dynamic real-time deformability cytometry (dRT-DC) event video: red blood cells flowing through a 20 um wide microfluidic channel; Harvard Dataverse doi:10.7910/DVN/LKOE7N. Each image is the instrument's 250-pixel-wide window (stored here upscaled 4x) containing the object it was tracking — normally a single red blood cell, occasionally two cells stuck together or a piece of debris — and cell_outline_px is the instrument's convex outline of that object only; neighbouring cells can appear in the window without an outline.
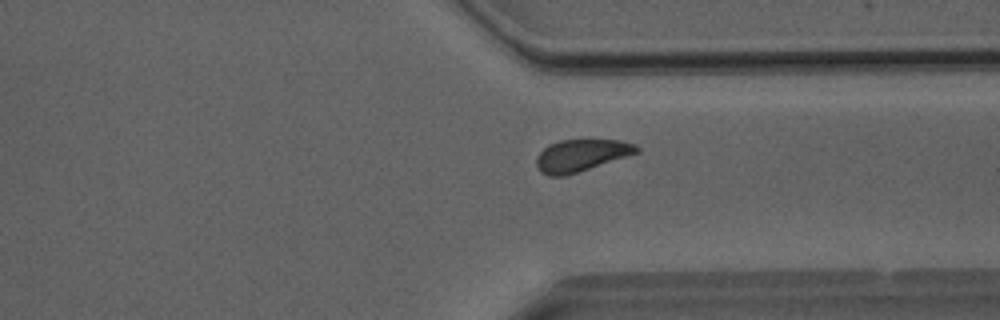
{"species": "Egyptian fruit bat (a non-hibernating species)", "species_latin": "Rousettus aegyptiacus", "temperature_condition": "room temperature", "stored_images_in_passage": 43, "camera_frame_rate_fps": 3000, "um_per_image_px": 0.085, "animal": {"sex": "male"}, "frame": {"image": 1, "passage_image": 32, "time_ms": 10.333, "image_size_px": [1000, 320], "cell_outline_px": [[640, 152], [628, 156], [564, 176], [548, 176], [540, 172], [536, 164], [536, 156], [548, 144], [560, 140], [588, 136], [620, 140], [636, 144], [640, 148]], "centroid_in_image_um": [49.43, 13.14], "position_along_channel_um": 362.0, "area_um2": 19.59}}
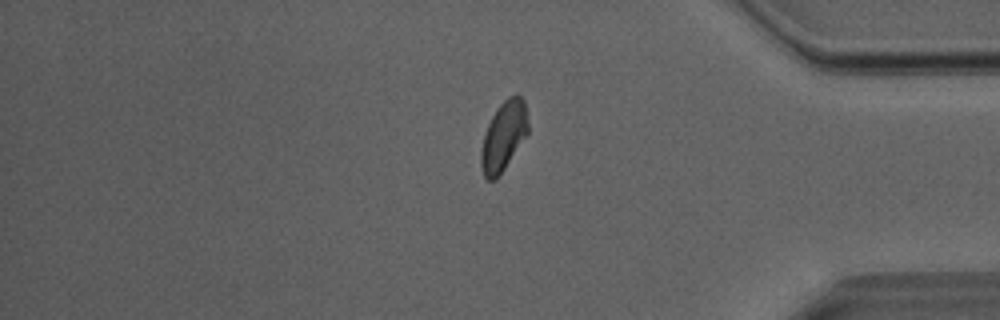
{"frame": {"image": 2, "passage_image": 36, "time_ms": 11.667, "image_size_px": [1000, 320], "cell_outline_px": [[528, 132], [496, 180], [488, 180], [484, 176], [480, 164], [480, 152], [484, 132], [492, 116], [500, 104], [508, 96], [516, 92], [524, 100], [528, 124]], "centroid_in_image_um": [42.78, 11.55], "position_along_channel_um": 392.4, "area_um2": 18.9}}